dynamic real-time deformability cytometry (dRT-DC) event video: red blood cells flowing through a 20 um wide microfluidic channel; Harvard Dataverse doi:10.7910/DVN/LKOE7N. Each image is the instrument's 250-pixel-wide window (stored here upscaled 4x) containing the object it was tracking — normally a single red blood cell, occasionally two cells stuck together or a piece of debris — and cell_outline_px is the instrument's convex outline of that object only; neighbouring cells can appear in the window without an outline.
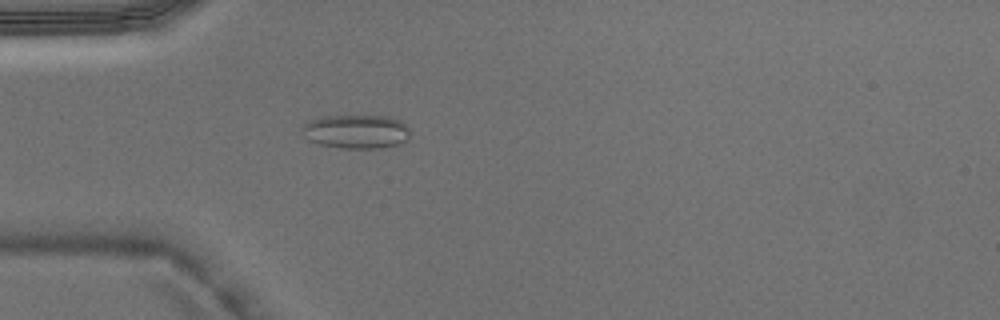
{"species": "Egyptian fruit bat (a non-hibernating species)", "species_latin": "Rousettus aegyptiacus", "temperature_condition": "warm", "stored_images_in_passage": 1, "camera_frame_rate_fps": 3000, "um_per_image_px": 0.085, "animal": {"sex": "male"}, "frame": {"image": 1, "passage_image": 1, "time_ms": 0.0, "image_size_px": [1000, 320], "cell_outline_px": [[408, 136], [404, 140], [396, 144], [380, 148], [340, 148], [320, 144], [308, 140], [300, 128], [304, 124], [320, 116], [392, 116], [400, 120], [408, 128]], "centroid_in_image_um": [30.24, 11.17], "position_along_channel_um": 54.8, "area_um2": 21.15}}